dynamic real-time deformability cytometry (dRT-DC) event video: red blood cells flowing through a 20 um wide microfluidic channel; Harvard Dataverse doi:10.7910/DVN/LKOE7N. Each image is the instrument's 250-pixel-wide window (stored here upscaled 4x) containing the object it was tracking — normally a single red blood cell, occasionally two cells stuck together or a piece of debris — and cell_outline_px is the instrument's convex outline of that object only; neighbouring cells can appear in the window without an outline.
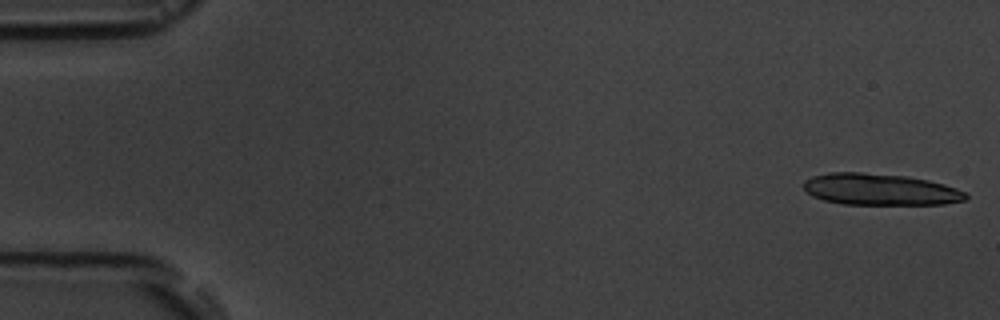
{"species": "common noctule bat (a hibernating species)", "species_latin": "Nyctalus noctula", "temperature_condition": "room temperature", "stored_images_in_passage": 6, "camera_frame_rate_fps": 3000, "um_per_image_px": 0.085, "animal": {"sex": "male", "body_mass_g": 19.5, "forearm_length_mm": 54.6}, "frame": {"image": 1, "passage_image": 1, "time_ms": 0.0, "image_size_px": [1000, 320], "cell_outline_px": [[968, 196], [964, 200], [944, 204], [844, 204], [824, 200], [812, 196], [804, 188], [804, 180], [812, 176], [828, 172], [864, 172], [908, 176], [928, 180], [944, 184], [956, 188], [964, 192]], "centroid_in_image_um": [74.79, 16.09], "position_along_channel_um": 10.2, "area_um2": 29.82}}
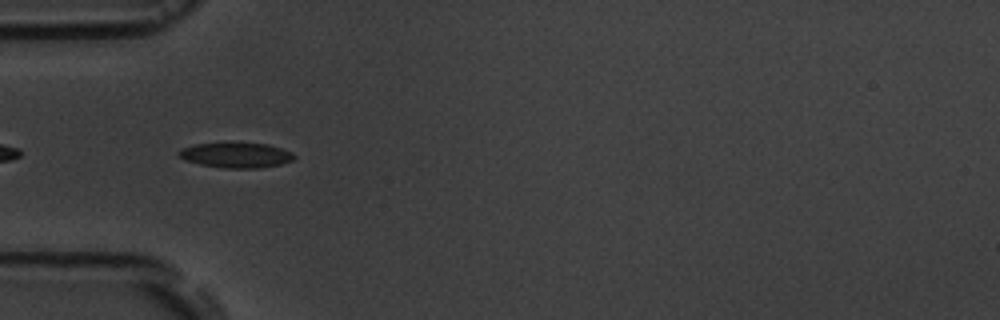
{"frame": {"image": 2, "passage_image": 5, "time_ms": 5.667, "image_size_px": [1000, 320], "cell_outline_px": [[296, 156], [292, 160], [280, 164], [256, 168], [224, 168], [200, 164], [184, 160], [176, 152], [180, 148], [196, 144], [232, 140], [268, 144], [292, 152]], "centroid_in_image_um": [20.02, 13.14], "position_along_channel_um": 65.0, "area_um2": 17.57}}
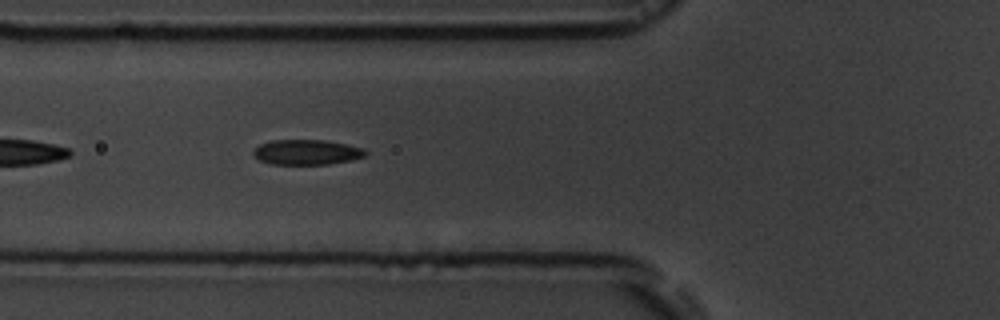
{"frame": {"image": 3, "passage_image": 6, "time_ms": 6.667, "image_size_px": [1000, 320], "cell_outline_px": [[368, 152], [364, 156], [352, 160], [328, 164], [272, 164], [260, 160], [252, 156], [252, 152], [260, 144], [272, 140], [324, 140], [348, 144], [364, 148]], "centroid_in_image_um": [26.08, 12.93], "position_along_channel_um": 99.7, "area_um2": 16.47}}